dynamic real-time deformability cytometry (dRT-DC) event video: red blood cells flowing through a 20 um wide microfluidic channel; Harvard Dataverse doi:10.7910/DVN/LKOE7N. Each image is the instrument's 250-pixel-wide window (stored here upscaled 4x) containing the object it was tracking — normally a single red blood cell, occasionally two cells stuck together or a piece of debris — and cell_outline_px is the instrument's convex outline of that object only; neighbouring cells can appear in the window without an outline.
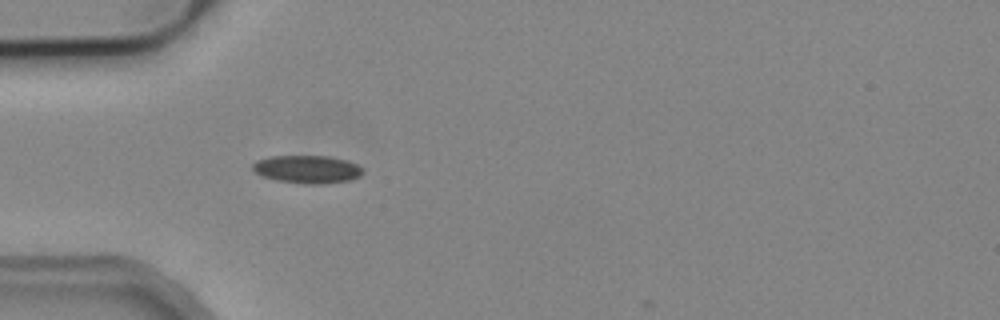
{"species": "common noctule bat (a hibernating species)", "species_latin": "Nyctalus noctula", "temperature_condition": "cold", "stored_images_in_passage": 36, "camera_frame_rate_fps": 3000, "um_per_image_px": 0.085, "animal": {"sex": "male", "body_mass_g": 19.2, "forearm_length_mm": 51.8}, "frame": {"image": 1, "passage_image": 1, "time_ms": 0.0, "image_size_px": [1000, 320], "cell_outline_px": [[364, 172], [360, 176], [348, 180], [320, 184], [308, 184], [276, 180], [264, 176], [256, 172], [252, 168], [252, 164], [256, 160], [268, 156], [328, 156], [348, 160], [364, 168]], "centroid_in_image_um": [26.13, 14.37], "position_along_channel_um": 58.9, "area_um2": 17.92}}
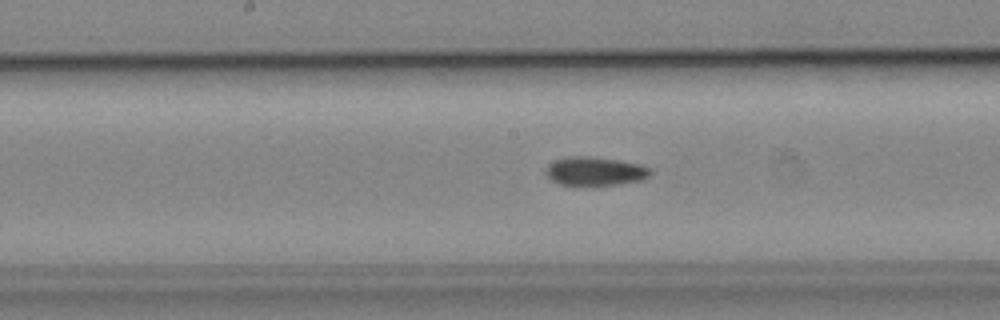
{"frame": {"image": 2, "passage_image": 12, "time_ms": 3.667, "image_size_px": [1000, 320], "cell_outline_px": [[652, 172], [648, 176], [640, 180], [616, 184], [556, 184], [544, 172], [548, 164], [556, 160], [572, 156], [588, 156], [620, 160], [640, 164], [652, 168]], "centroid_in_image_um": [50.58, 14.53], "position_along_channel_um": 197.6, "area_um2": 17.22}}
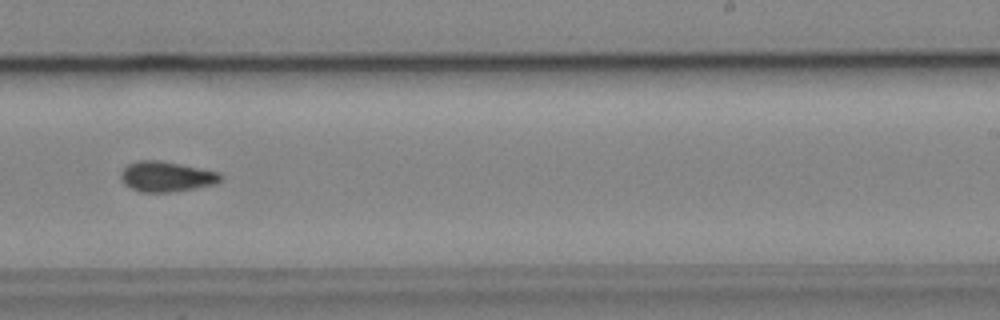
{"frame": {"image": 3, "passage_image": 18, "time_ms": 5.667, "image_size_px": [1000, 320], "cell_outline_px": [[224, 176], [216, 184], [172, 192], [140, 192], [124, 184], [120, 180], [120, 172], [128, 164], [136, 160], [160, 160], [220, 172]], "centroid_in_image_um": [14.13, 15.0], "position_along_channel_um": 274.9, "area_um2": 17.74}, "authors_computed_cell_mechanics": {"area_um2": 17.0799, "velocity_mm_per_s": 3.8813, "shape_relaxation_time_tau1_ms": null, "shape_relaxation_time_tau2_ms": 6.556, "deformation_change_tau1": null, "deformation_change_tau2": 0.1321}}